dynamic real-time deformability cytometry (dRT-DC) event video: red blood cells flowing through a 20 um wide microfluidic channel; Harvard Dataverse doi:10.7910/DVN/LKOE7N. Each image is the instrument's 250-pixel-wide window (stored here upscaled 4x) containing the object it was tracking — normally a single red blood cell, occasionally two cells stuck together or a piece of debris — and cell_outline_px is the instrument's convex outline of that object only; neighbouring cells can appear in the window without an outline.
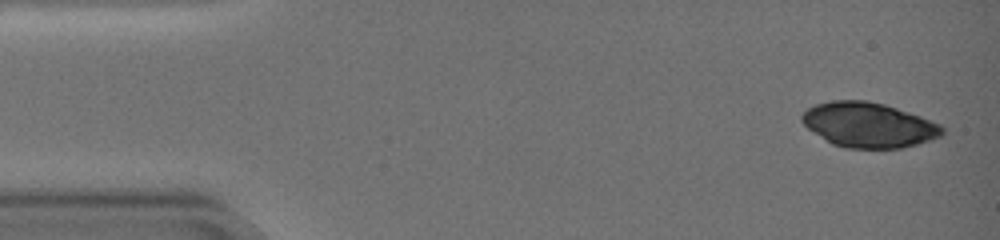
{"species": "common noctule bat (a hibernating species)", "species_latin": "Nyctalus noctula", "temperature_condition": "warm", "stored_images_in_passage": 16, "camera_frame_rate_fps": 3000, "um_per_image_px": 0.085, "animal": {"sex": "female", "body_mass_g": 19.0, "forearm_length_mm": 51.5}, "frame": {"image": 1, "passage_image": 1, "time_ms": 0.0, "image_size_px": [1000, 240], "cell_outline_px": [[944, 132], [940, 136], [904, 148], [844, 148], [832, 144], [808, 128], [800, 120], [800, 116], [808, 108], [816, 104], [832, 100], [868, 100], [884, 104], [920, 116], [940, 124], [944, 128]], "centroid_in_image_um": [73.81, 10.61], "position_along_channel_um": 11.2, "area_um2": 36.59}}